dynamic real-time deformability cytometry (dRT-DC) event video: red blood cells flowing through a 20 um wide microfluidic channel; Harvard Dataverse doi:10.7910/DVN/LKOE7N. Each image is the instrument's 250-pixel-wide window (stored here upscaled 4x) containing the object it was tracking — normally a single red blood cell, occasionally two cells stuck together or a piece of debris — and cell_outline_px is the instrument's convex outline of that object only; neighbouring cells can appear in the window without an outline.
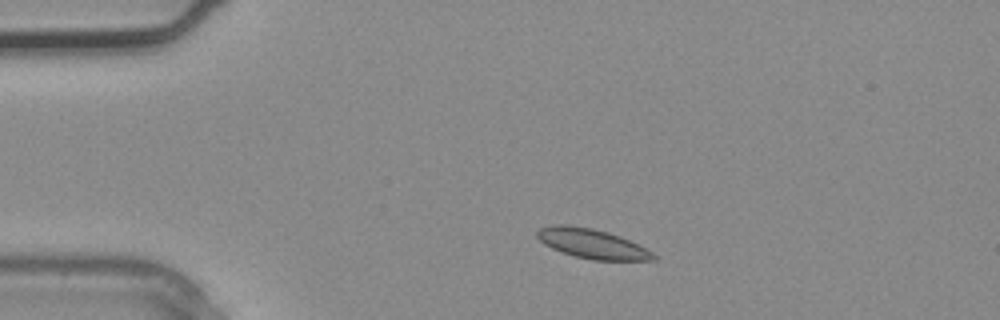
{"species": "common noctule bat (a hibernating species)", "species_latin": "Nyctalus noctula", "temperature_condition": "warm", "stored_images_in_passage": 2, "camera_frame_rate_fps": 3000, "um_per_image_px": 0.085, "animal": {"sex": "male", "body_mass_g": 20.4}, "frame": {"image": 1, "passage_image": 1, "time_ms": 0.0, "image_size_px": [1000, 320], "cell_outline_px": [[660, 256], [656, 260], [592, 260], [576, 256], [552, 248], [544, 244], [536, 236], [536, 232], [540, 228], [552, 224], [568, 224], [592, 228], [608, 232], [620, 236]], "centroid_in_image_um": [50.32, 20.7], "position_along_channel_um": 34.7, "area_um2": 20.0}}